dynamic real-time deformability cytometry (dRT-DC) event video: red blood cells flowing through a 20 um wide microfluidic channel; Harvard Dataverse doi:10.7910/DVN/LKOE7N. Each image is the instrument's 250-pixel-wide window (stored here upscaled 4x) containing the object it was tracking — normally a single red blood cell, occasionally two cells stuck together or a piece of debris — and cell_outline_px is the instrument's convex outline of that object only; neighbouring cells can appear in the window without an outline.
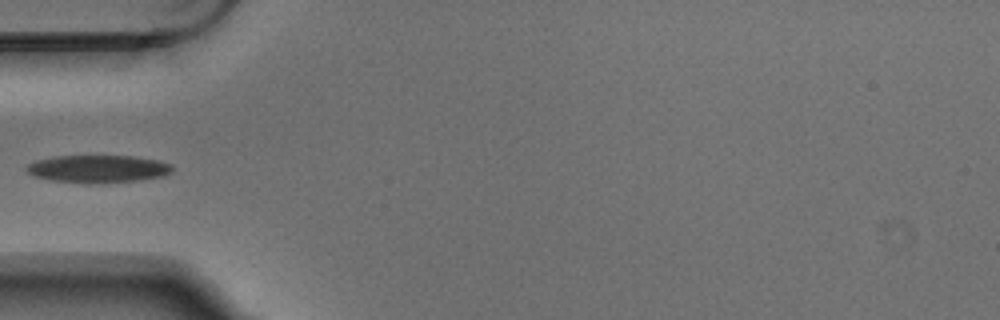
{"species": "Egyptian fruit bat (a non-hibernating species)", "species_latin": "Rousettus aegyptiacus", "temperature_condition": "warm", "stored_images_in_passage": 6, "camera_frame_rate_fps": 3000, "um_per_image_px": 0.085, "animal": {"sex": "male"}, "frame": {"image": 1, "passage_image": 6, "time_ms": 1.667, "image_size_px": [1000, 320], "cell_outline_px": [[172, 172], [164, 176], [136, 180], [88, 184], [84, 184], [52, 180], [36, 176], [28, 172], [24, 168], [28, 164], [36, 160], [56, 156], [132, 156], [156, 160], [172, 164]], "centroid_in_image_um": [8.32, 14.35], "position_along_channel_um": 76.7, "area_um2": 23.35}}